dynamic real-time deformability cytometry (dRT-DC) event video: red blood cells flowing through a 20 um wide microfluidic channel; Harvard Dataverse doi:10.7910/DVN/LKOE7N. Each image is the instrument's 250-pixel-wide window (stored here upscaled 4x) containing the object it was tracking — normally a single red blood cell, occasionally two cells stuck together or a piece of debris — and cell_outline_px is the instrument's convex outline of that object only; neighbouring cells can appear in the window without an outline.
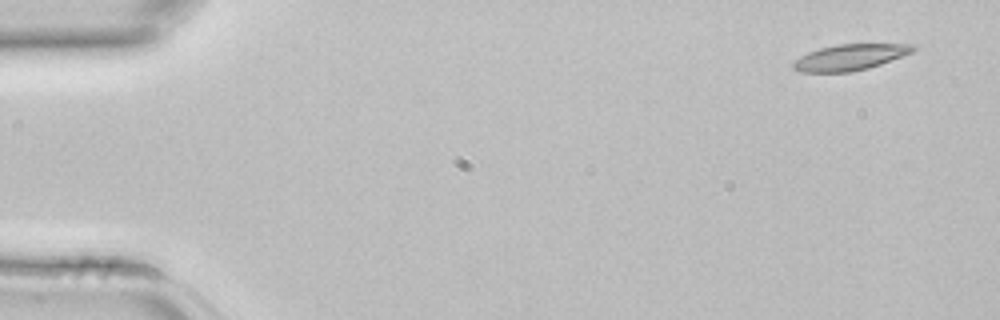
{"species": "common noctule bat (a hibernating species)", "species_latin": "Nyctalus noctula", "temperature_condition": "room temperature", "stored_images_in_passage": 5, "camera_frame_rate_fps": 3000, "um_per_image_px": 0.085, "animal": {"sex": "female", "body_mass_g": 22.7, "forearm_length_mm": 54.2}, "frame": {"image": 1, "passage_image": 1, "time_ms": 0.0, "image_size_px": [1000, 320], "cell_outline_px": [[916, 48], [912, 52], [880, 64], [868, 68], [852, 72], [800, 72], [792, 68], [792, 64], [800, 56], [808, 52], [820, 48], [836, 44], [916, 44]], "centroid_in_image_um": [72.23, 4.86], "position_along_channel_um": 12.8, "area_um2": 18.09}}
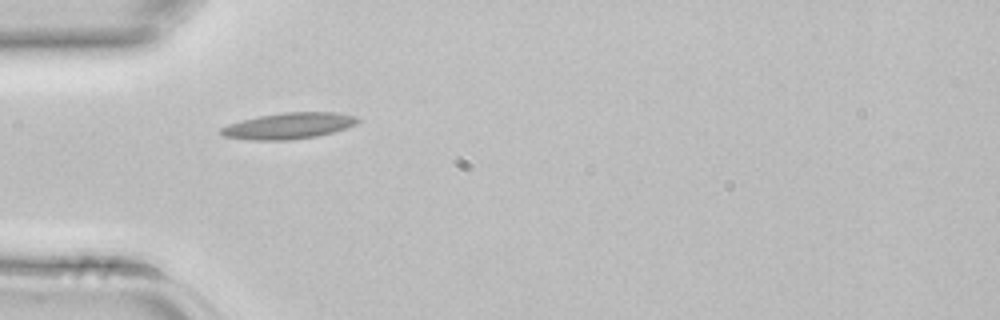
{"frame": {"image": 2, "passage_image": 4, "time_ms": 1.0, "image_size_px": [1000, 320], "cell_outline_px": [[360, 120], [356, 124], [332, 132], [316, 136], [288, 140], [252, 140], [224, 136], [220, 132], [220, 128], [228, 124], [260, 116], [284, 112], [336, 112], [356, 116]], "centroid_in_image_um": [24.55, 10.69], "position_along_channel_um": 60.5, "area_um2": 20.58}}